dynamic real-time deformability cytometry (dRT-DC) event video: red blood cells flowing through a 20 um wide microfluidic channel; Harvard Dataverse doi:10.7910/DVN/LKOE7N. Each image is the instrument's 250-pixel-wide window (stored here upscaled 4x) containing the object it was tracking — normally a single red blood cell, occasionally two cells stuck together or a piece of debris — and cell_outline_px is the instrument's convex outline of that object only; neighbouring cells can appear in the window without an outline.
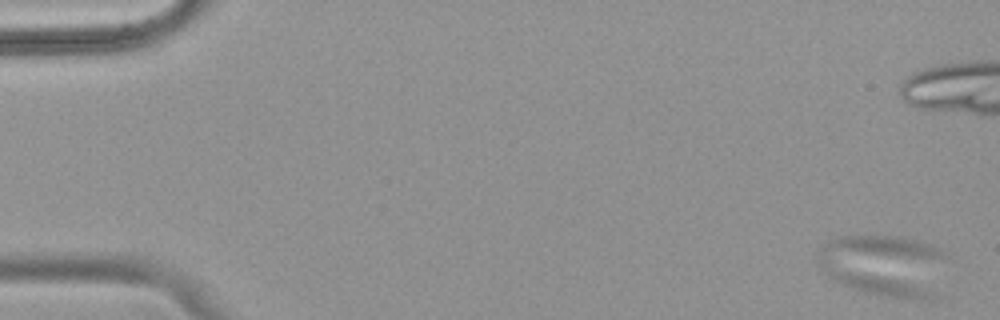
{"species": "common noctule bat (a hibernating species)", "species_latin": "Nyctalus noctula", "temperature_condition": "warm", "stored_images_in_passage": 46, "camera_frame_rate_fps": 3000, "um_per_image_px": 0.085, "animal": {"sex": "female", "body_mass_g": 18.4}, "frame": {"image": 1, "passage_image": 2, "time_ms": 0.333, "image_size_px": [1000, 320], "cell_outline_px": [[944, 252], [924, 296], [892, 296], [872, 292], [856, 288], [844, 284], [836, 280], [828, 272], [820, 260], [820, 248], [832, 240], [844, 236], [900, 236], [916, 240], [936, 248]], "centroid_in_image_um": [74.97, 22.43], "position_along_channel_um": 10.0, "area_um2": 41.96}}